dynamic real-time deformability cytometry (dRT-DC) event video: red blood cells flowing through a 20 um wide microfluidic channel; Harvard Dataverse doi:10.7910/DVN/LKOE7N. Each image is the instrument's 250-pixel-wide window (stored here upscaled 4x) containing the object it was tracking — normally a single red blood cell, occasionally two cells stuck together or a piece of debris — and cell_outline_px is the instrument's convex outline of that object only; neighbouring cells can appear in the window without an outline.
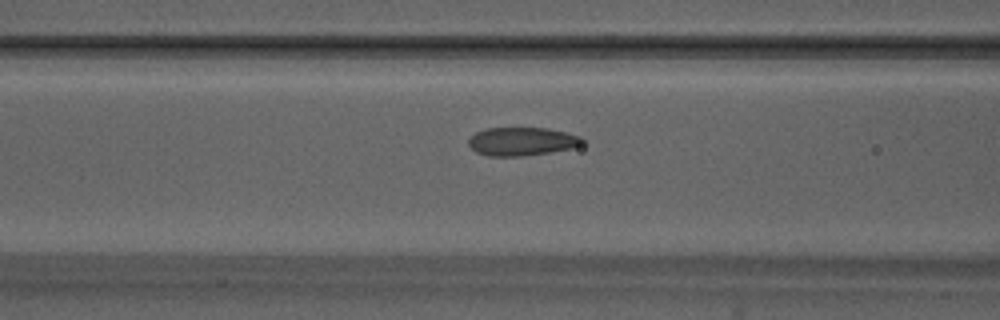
{"species": "Egyptian fruit bat (a non-hibernating species)", "species_latin": "Rousettus aegyptiacus", "temperature_condition": "warm", "stored_images_in_passage": 51, "camera_frame_rate_fps": 3000, "um_per_image_px": 0.085, "animal": {"sex": "male"}, "frame": {"image": 1, "passage_image": 19, "time_ms": 6.0, "image_size_px": [1000, 320], "cell_outline_px": [[584, 144], [572, 148], [548, 152], [520, 156], [488, 156], [476, 152], [468, 144], [468, 140], [476, 132], [484, 128], [548, 128], [580, 136], [584, 140]], "centroid_in_image_um": [44.35, 12.02], "position_along_channel_um": 122.3, "area_um2": 18.73}}
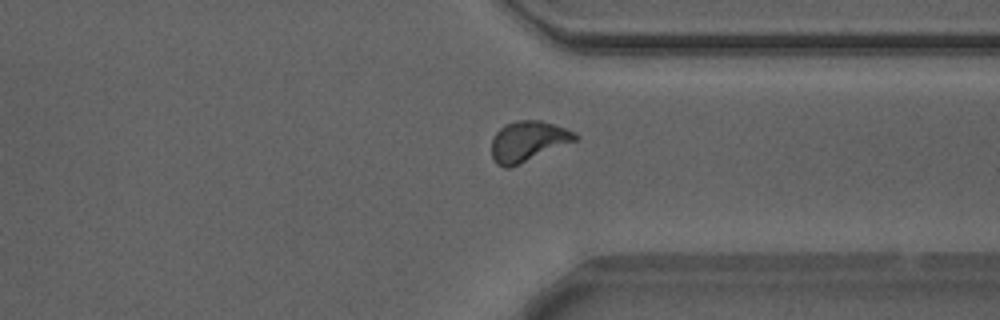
{"frame": {"image": 2, "passage_image": 38, "time_ms": 12.333, "image_size_px": [1000, 320], "cell_outline_px": [[580, 136], [576, 140], [512, 168], [504, 168], [496, 164], [492, 156], [492, 136], [504, 124], [516, 120], [540, 120], [576, 132]], "centroid_in_image_um": [44.85, 12.02], "position_along_channel_um": 366.5, "area_um2": 19.83}}
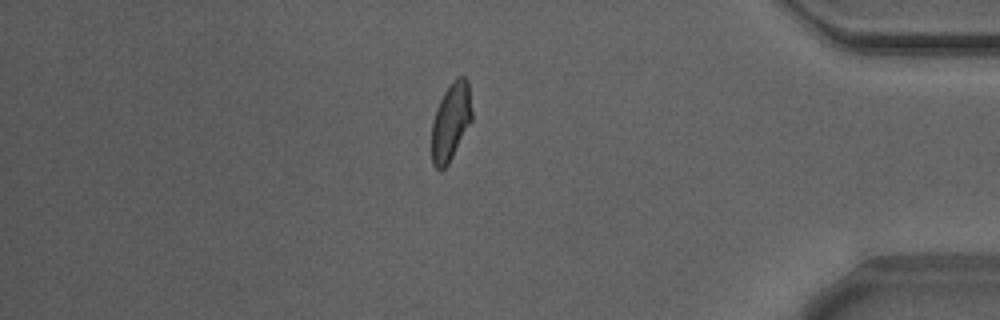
{"frame": {"image": 3, "passage_image": 43, "time_ms": 14.0, "image_size_px": [1000, 320], "cell_outline_px": [[472, 120], [448, 164], [440, 172], [432, 164], [432, 120], [436, 108], [444, 92], [452, 80], [456, 76], [464, 76], [468, 80], [472, 112]], "centroid_in_image_um": [38.31, 10.32], "position_along_channel_um": 396.9, "area_um2": 18.32}, "authors_computed_cell_mechanics": {"area_um2": 19.0162, "velocity_mm_per_s": 3.867, "shape_relaxation_time_tau1_ms": 5.3878, "shape_relaxation_time_tau2_ms": 0.9246, "deformation_change_tau1": 0.1222, "deformation_change_tau2": 0.0653}}